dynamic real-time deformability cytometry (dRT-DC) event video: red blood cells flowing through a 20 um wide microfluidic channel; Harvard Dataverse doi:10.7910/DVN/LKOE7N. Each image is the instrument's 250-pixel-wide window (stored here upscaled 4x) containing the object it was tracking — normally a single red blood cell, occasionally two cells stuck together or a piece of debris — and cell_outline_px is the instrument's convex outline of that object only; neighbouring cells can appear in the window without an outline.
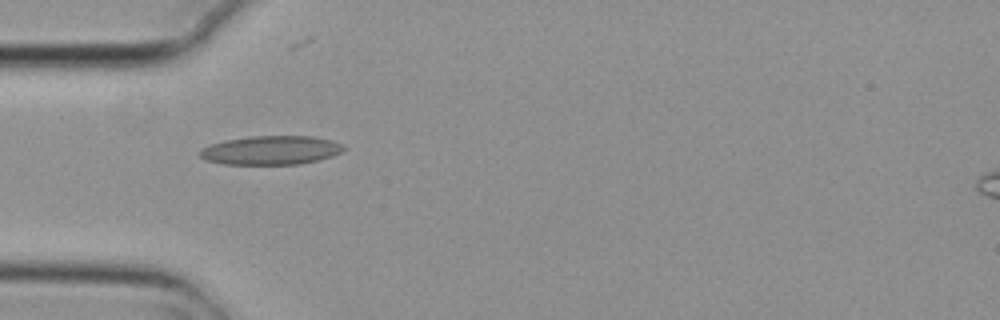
{"species": "common noctule bat (a hibernating species)", "species_latin": "Nyctalus noctula", "temperature_condition": "cold", "stored_images_in_passage": 2, "camera_frame_rate_fps": 3000, "um_per_image_px": 0.085, "animal": {"sex": "female", "body_mass_g": 29.2, "forearm_length_mm": 56.3}, "frame": {"image": 1, "passage_image": 1, "time_ms": 0.0, "image_size_px": [1000, 320], "cell_outline_px": [[348, 148], [332, 156], [300, 164], [224, 164], [204, 160], [200, 156], [200, 152], [204, 148], [212, 144], [224, 140], [252, 136], [312, 136], [332, 140], [344, 144]], "centroid_in_image_um": [23.07, 12.76], "position_along_channel_um": 61.9, "area_um2": 24.16}}
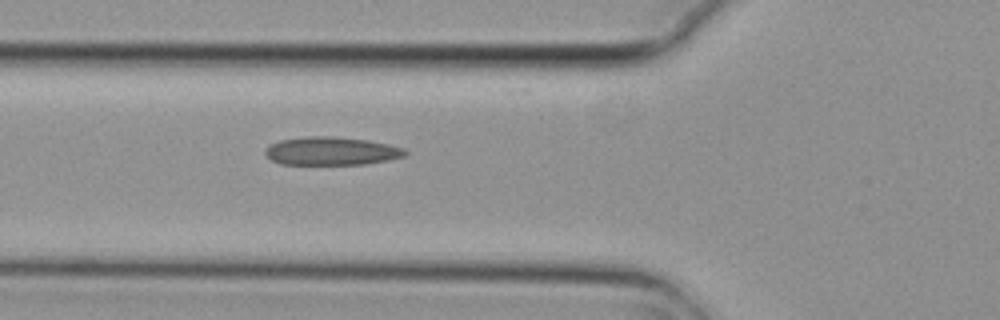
{"frame": {"image": 2, "passage_image": 2, "time_ms": 0.333, "image_size_px": [1000, 320], "cell_outline_px": [[408, 152], [404, 156], [388, 160], [364, 164], [280, 164], [272, 160], [264, 152], [264, 148], [280, 140], [308, 136], [332, 136], [368, 140], [388, 144], [404, 148]], "centroid_in_image_um": [28.17, 12.83], "position_along_channel_um": 97.6, "area_um2": 22.95}}